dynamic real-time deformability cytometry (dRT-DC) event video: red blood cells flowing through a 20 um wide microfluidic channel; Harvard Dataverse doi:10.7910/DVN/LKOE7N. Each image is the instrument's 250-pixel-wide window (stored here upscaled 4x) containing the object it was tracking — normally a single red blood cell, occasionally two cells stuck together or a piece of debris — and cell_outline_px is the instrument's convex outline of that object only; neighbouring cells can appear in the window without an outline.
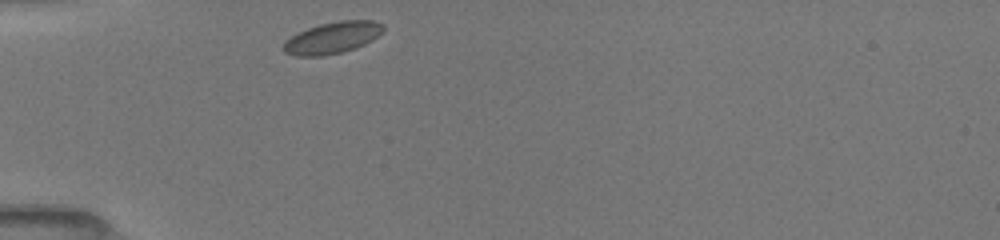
{"species": "common noctule bat (a hibernating species)", "species_latin": "Nyctalus noctula", "temperature_condition": "room temperature", "stored_images_in_passage": 6, "camera_frame_rate_fps": 3000, "um_per_image_px": 0.085, "animal": {"sex": "female", "body_mass_g": 19.5, "forearm_length_mm": 54.1}, "frame": {"image": 1, "passage_image": 1, "time_ms": 0.0, "image_size_px": [1000, 240], "cell_outline_px": [[384, 28], [372, 40], [356, 48], [340, 52], [320, 56], [296, 56], [284, 52], [280, 48], [284, 40], [308, 28], [320, 24], [340, 20], [372, 20], [384, 24]], "centroid_in_image_um": [28.22, 3.21], "position_along_channel_um": 56.8, "area_um2": 18.32}}
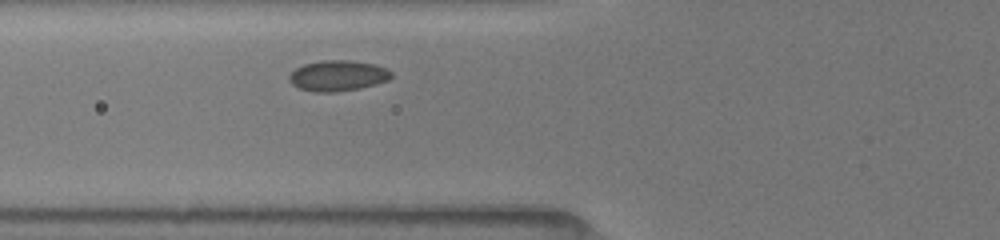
{"frame": {"image": 2, "passage_image": 6, "time_ms": 1.333, "image_size_px": [1000, 240], "cell_outline_px": [[392, 76], [388, 80], [376, 84], [360, 88], [336, 92], [316, 92], [300, 88], [292, 84], [288, 80], [288, 76], [296, 68], [304, 64], [320, 60], [348, 60], [376, 64], [388, 68], [392, 72]], "centroid_in_image_um": [28.73, 6.42], "position_along_channel_um": 97.1, "area_um2": 18.38}}